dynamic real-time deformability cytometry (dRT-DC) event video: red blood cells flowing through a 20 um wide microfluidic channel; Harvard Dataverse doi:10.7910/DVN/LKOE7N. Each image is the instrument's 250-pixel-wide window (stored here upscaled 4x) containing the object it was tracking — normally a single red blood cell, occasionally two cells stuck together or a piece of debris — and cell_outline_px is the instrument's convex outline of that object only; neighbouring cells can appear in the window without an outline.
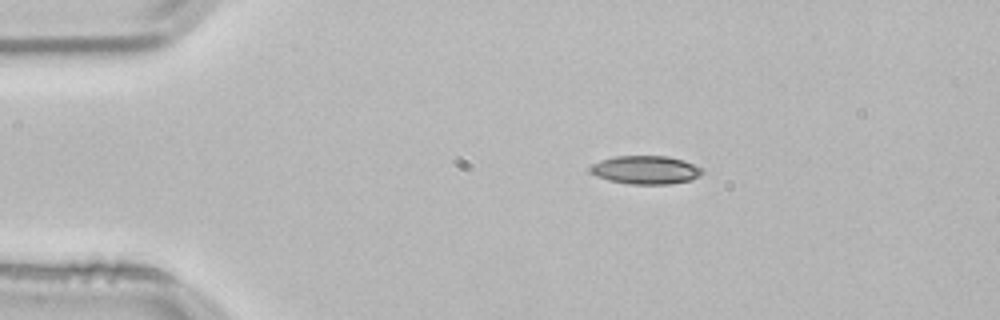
{"species": "common noctule bat (a hibernating species)", "species_latin": "Nyctalus noctula", "temperature_condition": "room temperature", "stored_images_in_passage": 44, "camera_frame_rate_fps": 3000, "um_per_image_px": 0.085, "animal": {"sex": "male", "body_mass_g": 21.5, "forearm_length_mm": 52.0}, "frame": {"image": 1, "passage_image": 1, "time_ms": 0.0, "image_size_px": [1000, 320], "cell_outline_px": [[704, 172], [700, 176], [692, 180], [668, 184], [628, 184], [608, 180], [596, 176], [588, 168], [592, 164], [600, 160], [616, 156], [668, 156], [684, 160], [700, 168]], "centroid_in_image_um": [54.87, 14.44], "position_along_channel_um": 30.1, "area_um2": 18.55}}
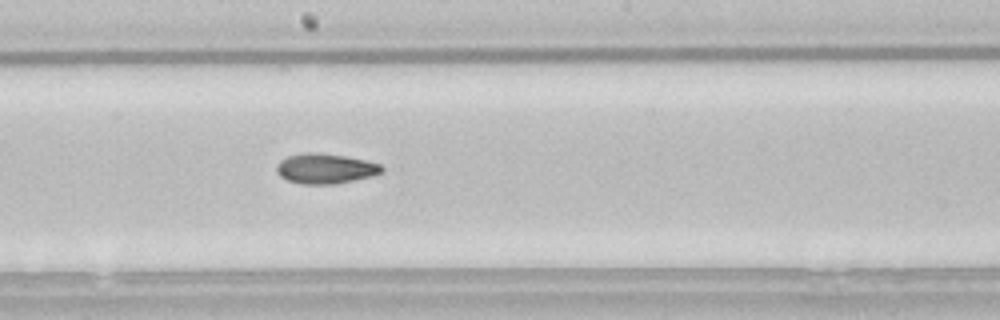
{"frame": {"image": 2, "passage_image": 20, "time_ms": 6.333, "image_size_px": [1000, 320], "cell_outline_px": [[384, 172], [372, 176], [336, 184], [300, 184], [288, 180], [280, 176], [276, 172], [276, 164], [280, 160], [288, 156], [308, 152], [316, 152], [344, 156], [364, 160], [380, 164], [384, 168]], "centroid_in_image_um": [27.65, 14.33], "position_along_channel_um": 220.6, "area_um2": 18.5}}
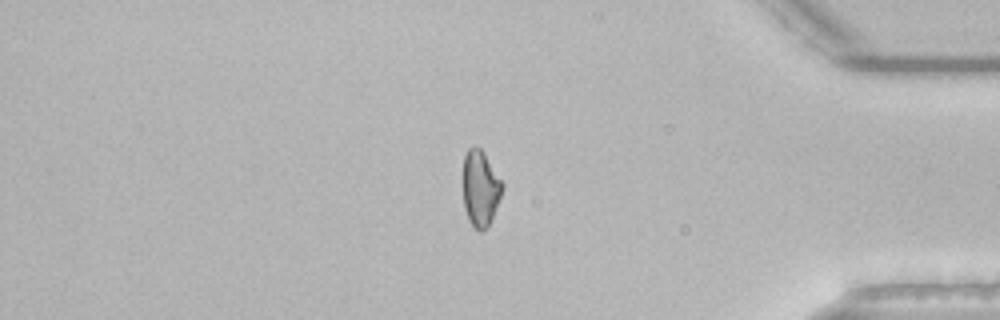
{"frame": {"image": 3, "passage_image": 36, "time_ms": 11.667, "image_size_px": [1000, 320], "cell_outline_px": [[504, 188], [492, 216], [488, 224], [480, 232], [472, 228], [468, 220], [464, 208], [464, 156], [468, 148], [472, 144], [476, 144], [484, 152], [504, 184]], "centroid_in_image_um": [40.83, 15.97], "position_along_channel_um": 394.4, "area_um2": 17.4}, "authors_computed_cell_mechanics": {"area_um2": 18.0625, "velocity_mm_per_s": 3.8247, "shape_relaxation_time_tau1_ms": null, "shape_relaxation_time_tau2_ms": 6.2033, "deformation_change_tau1": null, "deformation_change_tau2": 0.1305}}